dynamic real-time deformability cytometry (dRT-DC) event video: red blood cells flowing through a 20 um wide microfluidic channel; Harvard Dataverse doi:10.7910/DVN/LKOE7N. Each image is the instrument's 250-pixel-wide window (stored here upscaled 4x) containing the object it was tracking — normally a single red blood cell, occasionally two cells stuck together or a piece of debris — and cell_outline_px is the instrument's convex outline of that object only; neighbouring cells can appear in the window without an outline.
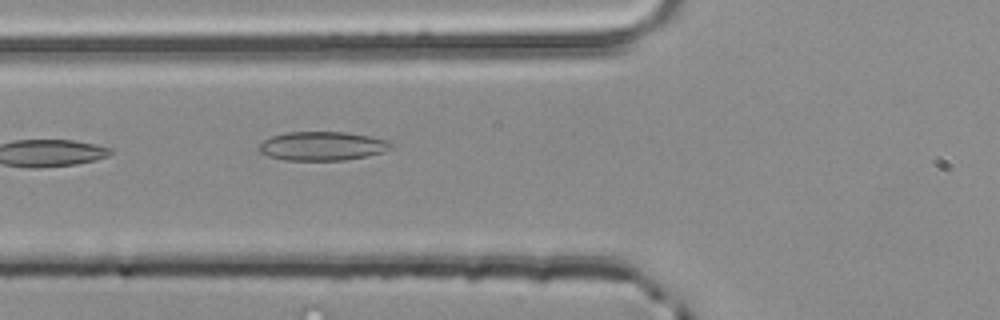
{"species": "common noctule bat (a hibernating species)", "species_latin": "Nyctalus noctula", "temperature_condition": "room temperature", "stored_images_in_passage": 4, "camera_frame_rate_fps": 3000, "um_per_image_px": 0.085, "animal": {"sex": "male", "body_mass_g": 20.4}, "frame": {"image": 1, "passage_image": 4, "time_ms": 1.0, "image_size_px": [1000, 320], "cell_outline_px": [[392, 148], [384, 152], [344, 160], [284, 160], [268, 156], [260, 152], [260, 144], [264, 140], [272, 136], [288, 132], [344, 132], [368, 136], [388, 140], [392, 144]], "centroid_in_image_um": [27.4, 12.41], "position_along_channel_um": 98.4, "area_um2": 22.02}}